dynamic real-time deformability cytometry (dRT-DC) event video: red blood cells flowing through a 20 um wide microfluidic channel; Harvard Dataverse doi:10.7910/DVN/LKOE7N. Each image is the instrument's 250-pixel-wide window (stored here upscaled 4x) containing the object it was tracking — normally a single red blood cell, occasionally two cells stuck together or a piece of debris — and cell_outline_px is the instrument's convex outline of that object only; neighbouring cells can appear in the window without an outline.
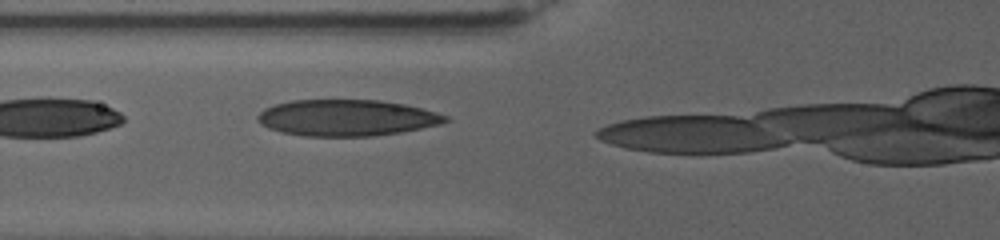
{"species": "human", "species_latin": "Homo sapiens", "temperature_condition": "warm", "stored_images_in_passage": 23, "camera_frame_rate_fps": 3000, "um_per_image_px": 0.085, "donor": {"sex": "female"}, "frame": {"image": 1, "passage_image": 20, "time_ms": 6.0, "image_size_px": [1000, 240], "cell_outline_px": [[452, 120], [440, 124], [400, 132], [372, 136], [304, 136], [280, 132], [268, 128], [260, 124], [256, 120], [256, 116], [264, 108], [276, 104], [292, 100], [380, 100], [404, 104], [436, 112], [448, 116]], "centroid_in_image_um": [29.44, 10.01], "position_along_channel_um": 96.4, "area_um2": 39.82}}